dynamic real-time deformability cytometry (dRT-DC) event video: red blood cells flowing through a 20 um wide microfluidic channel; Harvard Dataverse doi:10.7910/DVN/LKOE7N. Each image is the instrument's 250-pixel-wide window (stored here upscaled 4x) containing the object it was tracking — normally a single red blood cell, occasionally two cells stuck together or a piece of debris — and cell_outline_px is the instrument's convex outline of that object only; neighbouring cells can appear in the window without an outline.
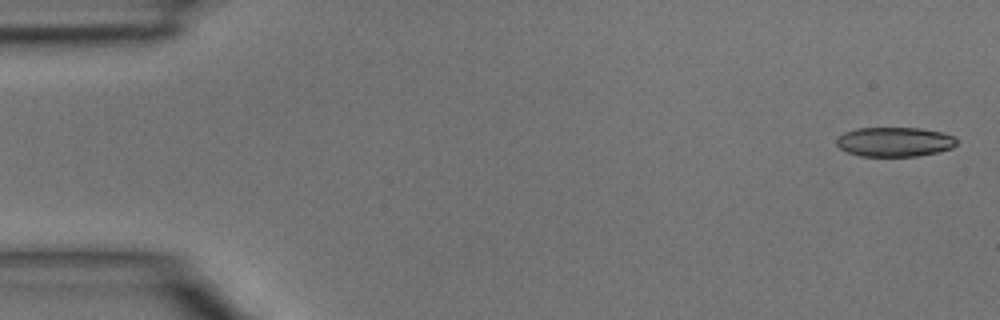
{"species": "common noctule bat (a hibernating species)", "species_latin": "Nyctalus noctula", "temperature_condition": "room temperature", "stored_images_in_passage": 4, "camera_frame_rate_fps": 3000, "um_per_image_px": 0.085, "animal": {"sex": "male", "body_mass_g": 15.6}, "frame": {"image": 1, "passage_image": 1, "time_ms": 0.0, "image_size_px": [1000, 320], "cell_outline_px": [[956, 144], [952, 148], [936, 152], [916, 156], [860, 156], [848, 152], [840, 148], [836, 144], [836, 140], [844, 132], [856, 128], [920, 128], [944, 132], [956, 136]], "centroid_in_image_um": [76.06, 12.05], "position_along_channel_um": 8.9, "area_um2": 20.69}}
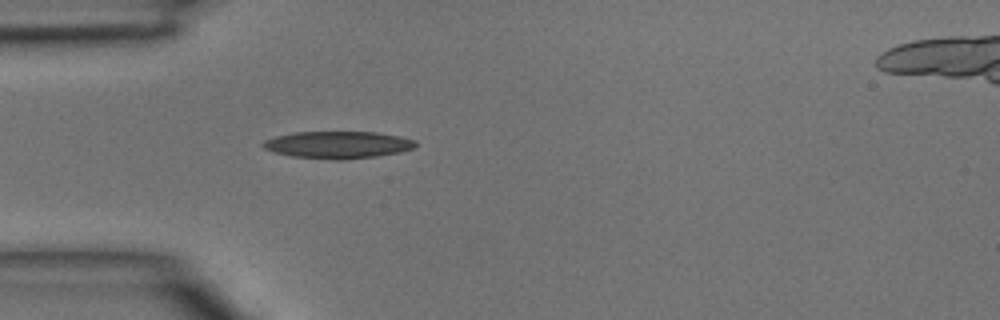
{"frame": {"image": 2, "passage_image": 4, "time_ms": 1.0, "image_size_px": [1000, 320], "cell_outline_px": [[416, 148], [400, 152], [376, 156], [340, 160], [336, 160], [292, 156], [276, 152], [264, 148], [260, 144], [264, 140], [276, 136], [296, 132], [376, 132], [400, 136], [416, 140]], "centroid_in_image_um": [28.75, 12.3], "position_along_channel_um": 56.3, "area_um2": 24.1}}